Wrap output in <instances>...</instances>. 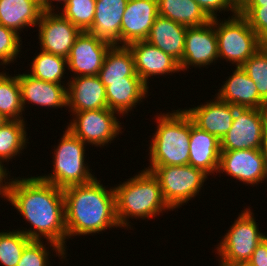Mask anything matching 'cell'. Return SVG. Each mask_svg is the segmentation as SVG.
<instances>
[{
	"mask_svg": "<svg viewBox=\"0 0 267 266\" xmlns=\"http://www.w3.org/2000/svg\"><path fill=\"white\" fill-rule=\"evenodd\" d=\"M214 19L200 26L187 27L180 71L206 67L219 61ZM190 66V67H189Z\"/></svg>",
	"mask_w": 267,
	"mask_h": 266,
	"instance_id": "11",
	"label": "cell"
},
{
	"mask_svg": "<svg viewBox=\"0 0 267 266\" xmlns=\"http://www.w3.org/2000/svg\"><path fill=\"white\" fill-rule=\"evenodd\" d=\"M159 15L187 27L206 24L211 19L194 0H157Z\"/></svg>",
	"mask_w": 267,
	"mask_h": 266,
	"instance_id": "27",
	"label": "cell"
},
{
	"mask_svg": "<svg viewBox=\"0 0 267 266\" xmlns=\"http://www.w3.org/2000/svg\"><path fill=\"white\" fill-rule=\"evenodd\" d=\"M157 113L156 130L149 143V166H180L189 161L191 118L178 108Z\"/></svg>",
	"mask_w": 267,
	"mask_h": 266,
	"instance_id": "4",
	"label": "cell"
},
{
	"mask_svg": "<svg viewBox=\"0 0 267 266\" xmlns=\"http://www.w3.org/2000/svg\"><path fill=\"white\" fill-rule=\"evenodd\" d=\"M149 86L140 77H125V80L107 81L106 99L108 109L120 114V118L141 104L148 96ZM122 115V116H121Z\"/></svg>",
	"mask_w": 267,
	"mask_h": 266,
	"instance_id": "22",
	"label": "cell"
},
{
	"mask_svg": "<svg viewBox=\"0 0 267 266\" xmlns=\"http://www.w3.org/2000/svg\"><path fill=\"white\" fill-rule=\"evenodd\" d=\"M112 46L94 34L82 31L67 57V70L74 73L71 77L98 75L107 52Z\"/></svg>",
	"mask_w": 267,
	"mask_h": 266,
	"instance_id": "14",
	"label": "cell"
},
{
	"mask_svg": "<svg viewBox=\"0 0 267 266\" xmlns=\"http://www.w3.org/2000/svg\"><path fill=\"white\" fill-rule=\"evenodd\" d=\"M158 15L157 0H128L120 27V46L146 40Z\"/></svg>",
	"mask_w": 267,
	"mask_h": 266,
	"instance_id": "15",
	"label": "cell"
},
{
	"mask_svg": "<svg viewBox=\"0 0 267 266\" xmlns=\"http://www.w3.org/2000/svg\"><path fill=\"white\" fill-rule=\"evenodd\" d=\"M224 19L214 18L219 60L225 59L239 67L265 43L239 12Z\"/></svg>",
	"mask_w": 267,
	"mask_h": 266,
	"instance_id": "6",
	"label": "cell"
},
{
	"mask_svg": "<svg viewBox=\"0 0 267 266\" xmlns=\"http://www.w3.org/2000/svg\"><path fill=\"white\" fill-rule=\"evenodd\" d=\"M66 68H68L67 58L40 50V52L33 57L30 66L31 70L30 72L28 70L27 73L36 79L46 82L68 84L67 81L66 83L65 81H61L66 78Z\"/></svg>",
	"mask_w": 267,
	"mask_h": 266,
	"instance_id": "29",
	"label": "cell"
},
{
	"mask_svg": "<svg viewBox=\"0 0 267 266\" xmlns=\"http://www.w3.org/2000/svg\"><path fill=\"white\" fill-rule=\"evenodd\" d=\"M128 47L134 57L135 72L147 86L151 76L165 77L181 72L174 58L146 40L133 42Z\"/></svg>",
	"mask_w": 267,
	"mask_h": 266,
	"instance_id": "16",
	"label": "cell"
},
{
	"mask_svg": "<svg viewBox=\"0 0 267 266\" xmlns=\"http://www.w3.org/2000/svg\"><path fill=\"white\" fill-rule=\"evenodd\" d=\"M63 132L60 142L56 147L54 146L52 173L39 177L61 189L91 182L96 176L95 173H91L90 165L85 160L87 144L69 129L66 128Z\"/></svg>",
	"mask_w": 267,
	"mask_h": 266,
	"instance_id": "5",
	"label": "cell"
},
{
	"mask_svg": "<svg viewBox=\"0 0 267 266\" xmlns=\"http://www.w3.org/2000/svg\"><path fill=\"white\" fill-rule=\"evenodd\" d=\"M26 122L24 120H8L0 127V161L3 163L20 157L24 149H27L28 137Z\"/></svg>",
	"mask_w": 267,
	"mask_h": 266,
	"instance_id": "28",
	"label": "cell"
},
{
	"mask_svg": "<svg viewBox=\"0 0 267 266\" xmlns=\"http://www.w3.org/2000/svg\"><path fill=\"white\" fill-rule=\"evenodd\" d=\"M107 87V81L139 77L135 72L134 57L128 46L113 45L107 52L104 64L97 75Z\"/></svg>",
	"mask_w": 267,
	"mask_h": 266,
	"instance_id": "26",
	"label": "cell"
},
{
	"mask_svg": "<svg viewBox=\"0 0 267 266\" xmlns=\"http://www.w3.org/2000/svg\"><path fill=\"white\" fill-rule=\"evenodd\" d=\"M186 29L187 26L158 15L146 41L180 63L183 57Z\"/></svg>",
	"mask_w": 267,
	"mask_h": 266,
	"instance_id": "24",
	"label": "cell"
},
{
	"mask_svg": "<svg viewBox=\"0 0 267 266\" xmlns=\"http://www.w3.org/2000/svg\"><path fill=\"white\" fill-rule=\"evenodd\" d=\"M0 113L8 120H25L18 74L0 72Z\"/></svg>",
	"mask_w": 267,
	"mask_h": 266,
	"instance_id": "30",
	"label": "cell"
},
{
	"mask_svg": "<svg viewBox=\"0 0 267 266\" xmlns=\"http://www.w3.org/2000/svg\"><path fill=\"white\" fill-rule=\"evenodd\" d=\"M41 14L38 0H0V24L18 34L37 26Z\"/></svg>",
	"mask_w": 267,
	"mask_h": 266,
	"instance_id": "25",
	"label": "cell"
},
{
	"mask_svg": "<svg viewBox=\"0 0 267 266\" xmlns=\"http://www.w3.org/2000/svg\"><path fill=\"white\" fill-rule=\"evenodd\" d=\"M194 1L199 4L200 8L210 19L217 18V16H219V14L217 13L218 12L222 13V11L232 12L231 16L237 13V11L230 4L229 0H194Z\"/></svg>",
	"mask_w": 267,
	"mask_h": 266,
	"instance_id": "37",
	"label": "cell"
},
{
	"mask_svg": "<svg viewBox=\"0 0 267 266\" xmlns=\"http://www.w3.org/2000/svg\"><path fill=\"white\" fill-rule=\"evenodd\" d=\"M19 230L0 232V263L2 266H17L24 248L31 242Z\"/></svg>",
	"mask_w": 267,
	"mask_h": 266,
	"instance_id": "31",
	"label": "cell"
},
{
	"mask_svg": "<svg viewBox=\"0 0 267 266\" xmlns=\"http://www.w3.org/2000/svg\"><path fill=\"white\" fill-rule=\"evenodd\" d=\"M5 164L0 161V198H4V200H8L9 197V189H10V184L13 178H10V172L7 167H4ZM9 174V175H8ZM9 178V179H8Z\"/></svg>",
	"mask_w": 267,
	"mask_h": 266,
	"instance_id": "39",
	"label": "cell"
},
{
	"mask_svg": "<svg viewBox=\"0 0 267 266\" xmlns=\"http://www.w3.org/2000/svg\"><path fill=\"white\" fill-rule=\"evenodd\" d=\"M7 201L31 225L28 230L19 231L30 240H47L45 245H49L63 263L68 256L63 189L37 175L28 178L13 176Z\"/></svg>",
	"mask_w": 267,
	"mask_h": 266,
	"instance_id": "1",
	"label": "cell"
},
{
	"mask_svg": "<svg viewBox=\"0 0 267 266\" xmlns=\"http://www.w3.org/2000/svg\"><path fill=\"white\" fill-rule=\"evenodd\" d=\"M145 170L159 180L164 201L174 210L194 199L208 179V175L193 166H149ZM202 187V188H201Z\"/></svg>",
	"mask_w": 267,
	"mask_h": 266,
	"instance_id": "8",
	"label": "cell"
},
{
	"mask_svg": "<svg viewBox=\"0 0 267 266\" xmlns=\"http://www.w3.org/2000/svg\"><path fill=\"white\" fill-rule=\"evenodd\" d=\"M7 121L8 119L0 113V127H2Z\"/></svg>",
	"mask_w": 267,
	"mask_h": 266,
	"instance_id": "44",
	"label": "cell"
},
{
	"mask_svg": "<svg viewBox=\"0 0 267 266\" xmlns=\"http://www.w3.org/2000/svg\"><path fill=\"white\" fill-rule=\"evenodd\" d=\"M261 151H262V154L264 155V158H265L266 164H267V125H266L265 130H264V136L262 139Z\"/></svg>",
	"mask_w": 267,
	"mask_h": 266,
	"instance_id": "42",
	"label": "cell"
},
{
	"mask_svg": "<svg viewBox=\"0 0 267 266\" xmlns=\"http://www.w3.org/2000/svg\"><path fill=\"white\" fill-rule=\"evenodd\" d=\"M235 266H249L248 264H240V265H235Z\"/></svg>",
	"mask_w": 267,
	"mask_h": 266,
	"instance_id": "45",
	"label": "cell"
},
{
	"mask_svg": "<svg viewBox=\"0 0 267 266\" xmlns=\"http://www.w3.org/2000/svg\"><path fill=\"white\" fill-rule=\"evenodd\" d=\"M267 5V0H249L244 7H260Z\"/></svg>",
	"mask_w": 267,
	"mask_h": 266,
	"instance_id": "43",
	"label": "cell"
},
{
	"mask_svg": "<svg viewBox=\"0 0 267 266\" xmlns=\"http://www.w3.org/2000/svg\"><path fill=\"white\" fill-rule=\"evenodd\" d=\"M71 78H68L67 85V109L69 112L108 108L106 87L97 75Z\"/></svg>",
	"mask_w": 267,
	"mask_h": 266,
	"instance_id": "19",
	"label": "cell"
},
{
	"mask_svg": "<svg viewBox=\"0 0 267 266\" xmlns=\"http://www.w3.org/2000/svg\"><path fill=\"white\" fill-rule=\"evenodd\" d=\"M252 186L266 181L267 164L261 149L221 151L218 173Z\"/></svg>",
	"mask_w": 267,
	"mask_h": 266,
	"instance_id": "12",
	"label": "cell"
},
{
	"mask_svg": "<svg viewBox=\"0 0 267 266\" xmlns=\"http://www.w3.org/2000/svg\"><path fill=\"white\" fill-rule=\"evenodd\" d=\"M95 8L96 0H68L59 13L81 31H88L95 17Z\"/></svg>",
	"mask_w": 267,
	"mask_h": 266,
	"instance_id": "32",
	"label": "cell"
},
{
	"mask_svg": "<svg viewBox=\"0 0 267 266\" xmlns=\"http://www.w3.org/2000/svg\"><path fill=\"white\" fill-rule=\"evenodd\" d=\"M241 68L255 83L259 96L267 103V43L244 62Z\"/></svg>",
	"mask_w": 267,
	"mask_h": 266,
	"instance_id": "33",
	"label": "cell"
},
{
	"mask_svg": "<svg viewBox=\"0 0 267 266\" xmlns=\"http://www.w3.org/2000/svg\"><path fill=\"white\" fill-rule=\"evenodd\" d=\"M239 13L244 16L257 36L267 43V5L243 7Z\"/></svg>",
	"mask_w": 267,
	"mask_h": 266,
	"instance_id": "36",
	"label": "cell"
},
{
	"mask_svg": "<svg viewBox=\"0 0 267 266\" xmlns=\"http://www.w3.org/2000/svg\"><path fill=\"white\" fill-rule=\"evenodd\" d=\"M238 108L219 100L216 96L204 104L184 109L194 125L199 129L216 136L220 141L232 127L235 112Z\"/></svg>",
	"mask_w": 267,
	"mask_h": 266,
	"instance_id": "17",
	"label": "cell"
},
{
	"mask_svg": "<svg viewBox=\"0 0 267 266\" xmlns=\"http://www.w3.org/2000/svg\"><path fill=\"white\" fill-rule=\"evenodd\" d=\"M67 240L120 228L116 217L114 187L108 189L95 177L91 182L63 189Z\"/></svg>",
	"mask_w": 267,
	"mask_h": 266,
	"instance_id": "2",
	"label": "cell"
},
{
	"mask_svg": "<svg viewBox=\"0 0 267 266\" xmlns=\"http://www.w3.org/2000/svg\"><path fill=\"white\" fill-rule=\"evenodd\" d=\"M267 109L238 108L232 127L221 140V151L261 149Z\"/></svg>",
	"mask_w": 267,
	"mask_h": 266,
	"instance_id": "10",
	"label": "cell"
},
{
	"mask_svg": "<svg viewBox=\"0 0 267 266\" xmlns=\"http://www.w3.org/2000/svg\"><path fill=\"white\" fill-rule=\"evenodd\" d=\"M128 0H96L95 17L88 32L120 46V27Z\"/></svg>",
	"mask_w": 267,
	"mask_h": 266,
	"instance_id": "23",
	"label": "cell"
},
{
	"mask_svg": "<svg viewBox=\"0 0 267 266\" xmlns=\"http://www.w3.org/2000/svg\"><path fill=\"white\" fill-rule=\"evenodd\" d=\"M247 264L249 266H267V236L257 245Z\"/></svg>",
	"mask_w": 267,
	"mask_h": 266,
	"instance_id": "38",
	"label": "cell"
},
{
	"mask_svg": "<svg viewBox=\"0 0 267 266\" xmlns=\"http://www.w3.org/2000/svg\"><path fill=\"white\" fill-rule=\"evenodd\" d=\"M49 247L43 241L32 240L23 250L17 266H51Z\"/></svg>",
	"mask_w": 267,
	"mask_h": 266,
	"instance_id": "35",
	"label": "cell"
},
{
	"mask_svg": "<svg viewBox=\"0 0 267 266\" xmlns=\"http://www.w3.org/2000/svg\"><path fill=\"white\" fill-rule=\"evenodd\" d=\"M18 82L21 89V102L24 112L27 103L38 107L42 106V108L58 109L67 107L68 84H56L39 80L27 72L18 73Z\"/></svg>",
	"mask_w": 267,
	"mask_h": 266,
	"instance_id": "18",
	"label": "cell"
},
{
	"mask_svg": "<svg viewBox=\"0 0 267 266\" xmlns=\"http://www.w3.org/2000/svg\"><path fill=\"white\" fill-rule=\"evenodd\" d=\"M114 185L116 217L123 229L131 230L129 219H153L163 212L173 211L164 201L159 180L145 169L127 181Z\"/></svg>",
	"mask_w": 267,
	"mask_h": 266,
	"instance_id": "3",
	"label": "cell"
},
{
	"mask_svg": "<svg viewBox=\"0 0 267 266\" xmlns=\"http://www.w3.org/2000/svg\"><path fill=\"white\" fill-rule=\"evenodd\" d=\"M40 50L60 55L69 56L71 47L82 32L70 20L60 13L42 12L37 24Z\"/></svg>",
	"mask_w": 267,
	"mask_h": 266,
	"instance_id": "13",
	"label": "cell"
},
{
	"mask_svg": "<svg viewBox=\"0 0 267 266\" xmlns=\"http://www.w3.org/2000/svg\"><path fill=\"white\" fill-rule=\"evenodd\" d=\"M21 39L16 31L0 24V66L3 69L10 63H15L17 57L20 58Z\"/></svg>",
	"mask_w": 267,
	"mask_h": 266,
	"instance_id": "34",
	"label": "cell"
},
{
	"mask_svg": "<svg viewBox=\"0 0 267 266\" xmlns=\"http://www.w3.org/2000/svg\"><path fill=\"white\" fill-rule=\"evenodd\" d=\"M224 82L215 96L237 108L267 109V103L259 96L252 79L239 67Z\"/></svg>",
	"mask_w": 267,
	"mask_h": 266,
	"instance_id": "20",
	"label": "cell"
},
{
	"mask_svg": "<svg viewBox=\"0 0 267 266\" xmlns=\"http://www.w3.org/2000/svg\"><path fill=\"white\" fill-rule=\"evenodd\" d=\"M53 1L54 2L56 1L57 3L60 2L59 4L62 3L61 6L62 5L64 6L68 0H38L42 12H55V10L59 12L60 8L56 5H52ZM55 6H56V9H55Z\"/></svg>",
	"mask_w": 267,
	"mask_h": 266,
	"instance_id": "40",
	"label": "cell"
},
{
	"mask_svg": "<svg viewBox=\"0 0 267 266\" xmlns=\"http://www.w3.org/2000/svg\"><path fill=\"white\" fill-rule=\"evenodd\" d=\"M248 1L249 0H229L230 4L237 12H239L248 3Z\"/></svg>",
	"mask_w": 267,
	"mask_h": 266,
	"instance_id": "41",
	"label": "cell"
},
{
	"mask_svg": "<svg viewBox=\"0 0 267 266\" xmlns=\"http://www.w3.org/2000/svg\"><path fill=\"white\" fill-rule=\"evenodd\" d=\"M189 150L190 166L202 170L208 176L218 172L221 141L216 136L199 129L192 120Z\"/></svg>",
	"mask_w": 267,
	"mask_h": 266,
	"instance_id": "21",
	"label": "cell"
},
{
	"mask_svg": "<svg viewBox=\"0 0 267 266\" xmlns=\"http://www.w3.org/2000/svg\"><path fill=\"white\" fill-rule=\"evenodd\" d=\"M252 211L249 207L241 211L215 247L219 266L247 264L257 245L267 236L259 231Z\"/></svg>",
	"mask_w": 267,
	"mask_h": 266,
	"instance_id": "7",
	"label": "cell"
},
{
	"mask_svg": "<svg viewBox=\"0 0 267 266\" xmlns=\"http://www.w3.org/2000/svg\"><path fill=\"white\" fill-rule=\"evenodd\" d=\"M117 114V115H116ZM72 120L66 127L87 145L105 147L123 133L118 112L108 108L71 113Z\"/></svg>",
	"mask_w": 267,
	"mask_h": 266,
	"instance_id": "9",
	"label": "cell"
}]
</instances>
